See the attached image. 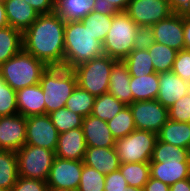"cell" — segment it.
I'll list each match as a JSON object with an SVG mask.
<instances>
[{
    "label": "cell",
    "instance_id": "14",
    "mask_svg": "<svg viewBox=\"0 0 190 191\" xmlns=\"http://www.w3.org/2000/svg\"><path fill=\"white\" fill-rule=\"evenodd\" d=\"M156 43L171 47L176 51L184 50L183 14L172 13L168 18L151 26Z\"/></svg>",
    "mask_w": 190,
    "mask_h": 191
},
{
    "label": "cell",
    "instance_id": "18",
    "mask_svg": "<svg viewBox=\"0 0 190 191\" xmlns=\"http://www.w3.org/2000/svg\"><path fill=\"white\" fill-rule=\"evenodd\" d=\"M82 130L87 146L115 147L116 139L112 136L106 121L90 114L83 118Z\"/></svg>",
    "mask_w": 190,
    "mask_h": 191
},
{
    "label": "cell",
    "instance_id": "21",
    "mask_svg": "<svg viewBox=\"0 0 190 191\" xmlns=\"http://www.w3.org/2000/svg\"><path fill=\"white\" fill-rule=\"evenodd\" d=\"M17 109L24 117L45 114V100L40 83L16 91Z\"/></svg>",
    "mask_w": 190,
    "mask_h": 191
},
{
    "label": "cell",
    "instance_id": "8",
    "mask_svg": "<svg viewBox=\"0 0 190 191\" xmlns=\"http://www.w3.org/2000/svg\"><path fill=\"white\" fill-rule=\"evenodd\" d=\"M157 134L135 129L129 135L115 140V150L121 164L150 162Z\"/></svg>",
    "mask_w": 190,
    "mask_h": 191
},
{
    "label": "cell",
    "instance_id": "27",
    "mask_svg": "<svg viewBox=\"0 0 190 191\" xmlns=\"http://www.w3.org/2000/svg\"><path fill=\"white\" fill-rule=\"evenodd\" d=\"M23 49L22 32L7 26L0 29V66Z\"/></svg>",
    "mask_w": 190,
    "mask_h": 191
},
{
    "label": "cell",
    "instance_id": "15",
    "mask_svg": "<svg viewBox=\"0 0 190 191\" xmlns=\"http://www.w3.org/2000/svg\"><path fill=\"white\" fill-rule=\"evenodd\" d=\"M26 142V117L17 113L0 117V150L17 152Z\"/></svg>",
    "mask_w": 190,
    "mask_h": 191
},
{
    "label": "cell",
    "instance_id": "3",
    "mask_svg": "<svg viewBox=\"0 0 190 191\" xmlns=\"http://www.w3.org/2000/svg\"><path fill=\"white\" fill-rule=\"evenodd\" d=\"M104 55L103 43L81 21L65 23L64 67L73 69L79 64Z\"/></svg>",
    "mask_w": 190,
    "mask_h": 191
},
{
    "label": "cell",
    "instance_id": "28",
    "mask_svg": "<svg viewBox=\"0 0 190 191\" xmlns=\"http://www.w3.org/2000/svg\"><path fill=\"white\" fill-rule=\"evenodd\" d=\"M126 105L110 93L95 97L91 115L104 121L113 119Z\"/></svg>",
    "mask_w": 190,
    "mask_h": 191
},
{
    "label": "cell",
    "instance_id": "38",
    "mask_svg": "<svg viewBox=\"0 0 190 191\" xmlns=\"http://www.w3.org/2000/svg\"><path fill=\"white\" fill-rule=\"evenodd\" d=\"M169 120L190 123V92L168 108Z\"/></svg>",
    "mask_w": 190,
    "mask_h": 191
},
{
    "label": "cell",
    "instance_id": "40",
    "mask_svg": "<svg viewBox=\"0 0 190 191\" xmlns=\"http://www.w3.org/2000/svg\"><path fill=\"white\" fill-rule=\"evenodd\" d=\"M155 43L154 32L151 26H137L133 50H147Z\"/></svg>",
    "mask_w": 190,
    "mask_h": 191
},
{
    "label": "cell",
    "instance_id": "47",
    "mask_svg": "<svg viewBox=\"0 0 190 191\" xmlns=\"http://www.w3.org/2000/svg\"><path fill=\"white\" fill-rule=\"evenodd\" d=\"M184 49L190 50V17L183 14Z\"/></svg>",
    "mask_w": 190,
    "mask_h": 191
},
{
    "label": "cell",
    "instance_id": "24",
    "mask_svg": "<svg viewBox=\"0 0 190 191\" xmlns=\"http://www.w3.org/2000/svg\"><path fill=\"white\" fill-rule=\"evenodd\" d=\"M95 0H55L54 13L66 22L81 21L93 11Z\"/></svg>",
    "mask_w": 190,
    "mask_h": 191
},
{
    "label": "cell",
    "instance_id": "7",
    "mask_svg": "<svg viewBox=\"0 0 190 191\" xmlns=\"http://www.w3.org/2000/svg\"><path fill=\"white\" fill-rule=\"evenodd\" d=\"M116 62V59L104 54L77 65L73 68L77 85L95 97L108 93L111 70Z\"/></svg>",
    "mask_w": 190,
    "mask_h": 191
},
{
    "label": "cell",
    "instance_id": "26",
    "mask_svg": "<svg viewBox=\"0 0 190 191\" xmlns=\"http://www.w3.org/2000/svg\"><path fill=\"white\" fill-rule=\"evenodd\" d=\"M18 177L19 172L16 152L0 150V189L11 191Z\"/></svg>",
    "mask_w": 190,
    "mask_h": 191
},
{
    "label": "cell",
    "instance_id": "43",
    "mask_svg": "<svg viewBox=\"0 0 190 191\" xmlns=\"http://www.w3.org/2000/svg\"><path fill=\"white\" fill-rule=\"evenodd\" d=\"M31 5L39 15L50 14L54 12L55 0H25Z\"/></svg>",
    "mask_w": 190,
    "mask_h": 191
},
{
    "label": "cell",
    "instance_id": "36",
    "mask_svg": "<svg viewBox=\"0 0 190 191\" xmlns=\"http://www.w3.org/2000/svg\"><path fill=\"white\" fill-rule=\"evenodd\" d=\"M105 177L103 173L83 163L77 191H104Z\"/></svg>",
    "mask_w": 190,
    "mask_h": 191
},
{
    "label": "cell",
    "instance_id": "45",
    "mask_svg": "<svg viewBox=\"0 0 190 191\" xmlns=\"http://www.w3.org/2000/svg\"><path fill=\"white\" fill-rule=\"evenodd\" d=\"M143 191H170V185L150 177L143 187Z\"/></svg>",
    "mask_w": 190,
    "mask_h": 191
},
{
    "label": "cell",
    "instance_id": "13",
    "mask_svg": "<svg viewBox=\"0 0 190 191\" xmlns=\"http://www.w3.org/2000/svg\"><path fill=\"white\" fill-rule=\"evenodd\" d=\"M59 133L48 114L26 117L25 144L55 151Z\"/></svg>",
    "mask_w": 190,
    "mask_h": 191
},
{
    "label": "cell",
    "instance_id": "19",
    "mask_svg": "<svg viewBox=\"0 0 190 191\" xmlns=\"http://www.w3.org/2000/svg\"><path fill=\"white\" fill-rule=\"evenodd\" d=\"M9 26L22 33L38 18V12L25 0H3Z\"/></svg>",
    "mask_w": 190,
    "mask_h": 191
},
{
    "label": "cell",
    "instance_id": "33",
    "mask_svg": "<svg viewBox=\"0 0 190 191\" xmlns=\"http://www.w3.org/2000/svg\"><path fill=\"white\" fill-rule=\"evenodd\" d=\"M107 124L115 139L125 137L136 129L133 114L129 106L123 108L113 119L107 121Z\"/></svg>",
    "mask_w": 190,
    "mask_h": 191
},
{
    "label": "cell",
    "instance_id": "5",
    "mask_svg": "<svg viewBox=\"0 0 190 191\" xmlns=\"http://www.w3.org/2000/svg\"><path fill=\"white\" fill-rule=\"evenodd\" d=\"M47 68L42 61L22 49L0 66V75L14 91H18L39 83Z\"/></svg>",
    "mask_w": 190,
    "mask_h": 191
},
{
    "label": "cell",
    "instance_id": "49",
    "mask_svg": "<svg viewBox=\"0 0 190 191\" xmlns=\"http://www.w3.org/2000/svg\"><path fill=\"white\" fill-rule=\"evenodd\" d=\"M108 4H113L115 8L119 11H126V8L130 2V0H106Z\"/></svg>",
    "mask_w": 190,
    "mask_h": 191
},
{
    "label": "cell",
    "instance_id": "52",
    "mask_svg": "<svg viewBox=\"0 0 190 191\" xmlns=\"http://www.w3.org/2000/svg\"><path fill=\"white\" fill-rule=\"evenodd\" d=\"M47 191H75V190L48 188Z\"/></svg>",
    "mask_w": 190,
    "mask_h": 191
},
{
    "label": "cell",
    "instance_id": "1",
    "mask_svg": "<svg viewBox=\"0 0 190 191\" xmlns=\"http://www.w3.org/2000/svg\"><path fill=\"white\" fill-rule=\"evenodd\" d=\"M66 21L53 13L39 15L22 33L23 50L48 67H64V29Z\"/></svg>",
    "mask_w": 190,
    "mask_h": 191
},
{
    "label": "cell",
    "instance_id": "16",
    "mask_svg": "<svg viewBox=\"0 0 190 191\" xmlns=\"http://www.w3.org/2000/svg\"><path fill=\"white\" fill-rule=\"evenodd\" d=\"M190 92V84L173 71L159 73V93L156 98L164 107L170 108L174 102Z\"/></svg>",
    "mask_w": 190,
    "mask_h": 191
},
{
    "label": "cell",
    "instance_id": "22",
    "mask_svg": "<svg viewBox=\"0 0 190 191\" xmlns=\"http://www.w3.org/2000/svg\"><path fill=\"white\" fill-rule=\"evenodd\" d=\"M131 76L128 67L123 61H117L111 70L108 93L129 106L133 103V94L130 88Z\"/></svg>",
    "mask_w": 190,
    "mask_h": 191
},
{
    "label": "cell",
    "instance_id": "50",
    "mask_svg": "<svg viewBox=\"0 0 190 191\" xmlns=\"http://www.w3.org/2000/svg\"><path fill=\"white\" fill-rule=\"evenodd\" d=\"M9 26L7 18L4 1L0 0V29Z\"/></svg>",
    "mask_w": 190,
    "mask_h": 191
},
{
    "label": "cell",
    "instance_id": "44",
    "mask_svg": "<svg viewBox=\"0 0 190 191\" xmlns=\"http://www.w3.org/2000/svg\"><path fill=\"white\" fill-rule=\"evenodd\" d=\"M93 11L104 15H115L119 13L113 4L109 5L106 0H95Z\"/></svg>",
    "mask_w": 190,
    "mask_h": 191
},
{
    "label": "cell",
    "instance_id": "42",
    "mask_svg": "<svg viewBox=\"0 0 190 191\" xmlns=\"http://www.w3.org/2000/svg\"><path fill=\"white\" fill-rule=\"evenodd\" d=\"M127 187V181L119 169L106 175L104 191H126Z\"/></svg>",
    "mask_w": 190,
    "mask_h": 191
},
{
    "label": "cell",
    "instance_id": "11",
    "mask_svg": "<svg viewBox=\"0 0 190 191\" xmlns=\"http://www.w3.org/2000/svg\"><path fill=\"white\" fill-rule=\"evenodd\" d=\"M83 163V160H70L55 157L46 180L48 188L77 191Z\"/></svg>",
    "mask_w": 190,
    "mask_h": 191
},
{
    "label": "cell",
    "instance_id": "37",
    "mask_svg": "<svg viewBox=\"0 0 190 191\" xmlns=\"http://www.w3.org/2000/svg\"><path fill=\"white\" fill-rule=\"evenodd\" d=\"M16 91L0 75V117L17 114Z\"/></svg>",
    "mask_w": 190,
    "mask_h": 191
},
{
    "label": "cell",
    "instance_id": "34",
    "mask_svg": "<svg viewBox=\"0 0 190 191\" xmlns=\"http://www.w3.org/2000/svg\"><path fill=\"white\" fill-rule=\"evenodd\" d=\"M48 115L59 134L82 127L83 117L66 107H62Z\"/></svg>",
    "mask_w": 190,
    "mask_h": 191
},
{
    "label": "cell",
    "instance_id": "6",
    "mask_svg": "<svg viewBox=\"0 0 190 191\" xmlns=\"http://www.w3.org/2000/svg\"><path fill=\"white\" fill-rule=\"evenodd\" d=\"M137 26L125 11L113 15L110 30L103 41L104 54L123 61L133 51Z\"/></svg>",
    "mask_w": 190,
    "mask_h": 191
},
{
    "label": "cell",
    "instance_id": "46",
    "mask_svg": "<svg viewBox=\"0 0 190 191\" xmlns=\"http://www.w3.org/2000/svg\"><path fill=\"white\" fill-rule=\"evenodd\" d=\"M173 13L186 14L190 9V0H168Z\"/></svg>",
    "mask_w": 190,
    "mask_h": 191
},
{
    "label": "cell",
    "instance_id": "10",
    "mask_svg": "<svg viewBox=\"0 0 190 191\" xmlns=\"http://www.w3.org/2000/svg\"><path fill=\"white\" fill-rule=\"evenodd\" d=\"M136 129L158 134L169 120L168 108L156 99L136 101L129 105Z\"/></svg>",
    "mask_w": 190,
    "mask_h": 191
},
{
    "label": "cell",
    "instance_id": "17",
    "mask_svg": "<svg viewBox=\"0 0 190 191\" xmlns=\"http://www.w3.org/2000/svg\"><path fill=\"white\" fill-rule=\"evenodd\" d=\"M87 145L82 127L60 133L55 156L70 160H84Z\"/></svg>",
    "mask_w": 190,
    "mask_h": 191
},
{
    "label": "cell",
    "instance_id": "29",
    "mask_svg": "<svg viewBox=\"0 0 190 191\" xmlns=\"http://www.w3.org/2000/svg\"><path fill=\"white\" fill-rule=\"evenodd\" d=\"M121 174L128 186L143 188L150 178L149 162H130L121 164Z\"/></svg>",
    "mask_w": 190,
    "mask_h": 191
},
{
    "label": "cell",
    "instance_id": "12",
    "mask_svg": "<svg viewBox=\"0 0 190 191\" xmlns=\"http://www.w3.org/2000/svg\"><path fill=\"white\" fill-rule=\"evenodd\" d=\"M125 12L138 26H153L173 13L168 0H130Z\"/></svg>",
    "mask_w": 190,
    "mask_h": 191
},
{
    "label": "cell",
    "instance_id": "41",
    "mask_svg": "<svg viewBox=\"0 0 190 191\" xmlns=\"http://www.w3.org/2000/svg\"><path fill=\"white\" fill-rule=\"evenodd\" d=\"M48 185L46 181L40 179H27L18 177L16 184L11 191H47Z\"/></svg>",
    "mask_w": 190,
    "mask_h": 191
},
{
    "label": "cell",
    "instance_id": "2",
    "mask_svg": "<svg viewBox=\"0 0 190 191\" xmlns=\"http://www.w3.org/2000/svg\"><path fill=\"white\" fill-rule=\"evenodd\" d=\"M149 165L150 177L172 185L190 178V150L157 138Z\"/></svg>",
    "mask_w": 190,
    "mask_h": 191
},
{
    "label": "cell",
    "instance_id": "51",
    "mask_svg": "<svg viewBox=\"0 0 190 191\" xmlns=\"http://www.w3.org/2000/svg\"><path fill=\"white\" fill-rule=\"evenodd\" d=\"M126 191H143V188L128 186Z\"/></svg>",
    "mask_w": 190,
    "mask_h": 191
},
{
    "label": "cell",
    "instance_id": "9",
    "mask_svg": "<svg viewBox=\"0 0 190 191\" xmlns=\"http://www.w3.org/2000/svg\"><path fill=\"white\" fill-rule=\"evenodd\" d=\"M19 176L46 181L55 159V151L25 144L17 152Z\"/></svg>",
    "mask_w": 190,
    "mask_h": 191
},
{
    "label": "cell",
    "instance_id": "32",
    "mask_svg": "<svg viewBox=\"0 0 190 191\" xmlns=\"http://www.w3.org/2000/svg\"><path fill=\"white\" fill-rule=\"evenodd\" d=\"M130 75H148L155 73L148 50H133L124 60Z\"/></svg>",
    "mask_w": 190,
    "mask_h": 191
},
{
    "label": "cell",
    "instance_id": "25",
    "mask_svg": "<svg viewBox=\"0 0 190 191\" xmlns=\"http://www.w3.org/2000/svg\"><path fill=\"white\" fill-rule=\"evenodd\" d=\"M165 143L190 150V123L168 120L157 134Z\"/></svg>",
    "mask_w": 190,
    "mask_h": 191
},
{
    "label": "cell",
    "instance_id": "39",
    "mask_svg": "<svg viewBox=\"0 0 190 191\" xmlns=\"http://www.w3.org/2000/svg\"><path fill=\"white\" fill-rule=\"evenodd\" d=\"M172 71L183 80L190 81V50L177 52Z\"/></svg>",
    "mask_w": 190,
    "mask_h": 191
},
{
    "label": "cell",
    "instance_id": "53",
    "mask_svg": "<svg viewBox=\"0 0 190 191\" xmlns=\"http://www.w3.org/2000/svg\"><path fill=\"white\" fill-rule=\"evenodd\" d=\"M186 15L190 17V9L187 11Z\"/></svg>",
    "mask_w": 190,
    "mask_h": 191
},
{
    "label": "cell",
    "instance_id": "20",
    "mask_svg": "<svg viewBox=\"0 0 190 191\" xmlns=\"http://www.w3.org/2000/svg\"><path fill=\"white\" fill-rule=\"evenodd\" d=\"M83 162L104 175L118 170L121 165L115 147L87 146Z\"/></svg>",
    "mask_w": 190,
    "mask_h": 191
},
{
    "label": "cell",
    "instance_id": "4",
    "mask_svg": "<svg viewBox=\"0 0 190 191\" xmlns=\"http://www.w3.org/2000/svg\"><path fill=\"white\" fill-rule=\"evenodd\" d=\"M39 83L44 94L45 114H49L65 107L66 100L77 86V77L73 69L48 67Z\"/></svg>",
    "mask_w": 190,
    "mask_h": 191
},
{
    "label": "cell",
    "instance_id": "23",
    "mask_svg": "<svg viewBox=\"0 0 190 191\" xmlns=\"http://www.w3.org/2000/svg\"><path fill=\"white\" fill-rule=\"evenodd\" d=\"M130 88L133 94V102L154 100L159 93V74L130 75Z\"/></svg>",
    "mask_w": 190,
    "mask_h": 191
},
{
    "label": "cell",
    "instance_id": "31",
    "mask_svg": "<svg viewBox=\"0 0 190 191\" xmlns=\"http://www.w3.org/2000/svg\"><path fill=\"white\" fill-rule=\"evenodd\" d=\"M94 101V95L77 85L66 100L65 107L84 118L92 113Z\"/></svg>",
    "mask_w": 190,
    "mask_h": 191
},
{
    "label": "cell",
    "instance_id": "30",
    "mask_svg": "<svg viewBox=\"0 0 190 191\" xmlns=\"http://www.w3.org/2000/svg\"><path fill=\"white\" fill-rule=\"evenodd\" d=\"M147 50L151 56L156 73L159 74L172 71L173 63L178 51L156 42Z\"/></svg>",
    "mask_w": 190,
    "mask_h": 191
},
{
    "label": "cell",
    "instance_id": "35",
    "mask_svg": "<svg viewBox=\"0 0 190 191\" xmlns=\"http://www.w3.org/2000/svg\"><path fill=\"white\" fill-rule=\"evenodd\" d=\"M113 15H104L99 12L92 11L84 19L81 20L84 26L95 36L96 40L103 43L107 33L110 30Z\"/></svg>",
    "mask_w": 190,
    "mask_h": 191
},
{
    "label": "cell",
    "instance_id": "48",
    "mask_svg": "<svg viewBox=\"0 0 190 191\" xmlns=\"http://www.w3.org/2000/svg\"><path fill=\"white\" fill-rule=\"evenodd\" d=\"M170 191H190V178L177 181L170 185Z\"/></svg>",
    "mask_w": 190,
    "mask_h": 191
}]
</instances>
